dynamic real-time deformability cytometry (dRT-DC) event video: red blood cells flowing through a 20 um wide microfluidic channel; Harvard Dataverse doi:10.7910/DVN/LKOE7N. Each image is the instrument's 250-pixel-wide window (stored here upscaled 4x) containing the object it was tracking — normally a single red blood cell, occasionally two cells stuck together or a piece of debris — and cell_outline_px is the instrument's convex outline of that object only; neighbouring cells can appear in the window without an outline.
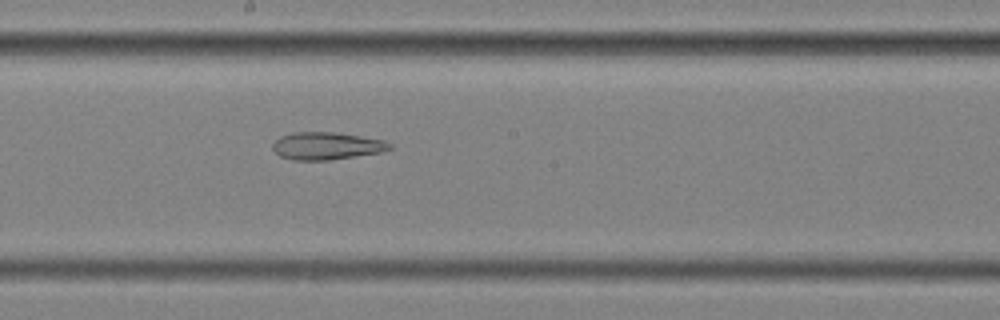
{"species": "common noctule bat (a hibernating species)", "species_latin": "Nyctalus noctula", "temperature_condition": "cold", "stored_images_in_passage": 38, "camera_frame_rate_fps": 3000, "um_per_image_px": 0.085, "animal": {"sex": "female", "body_mass_g": 25.1}, "frame": {"image": 1, "passage_image": 15, "time_ms": 4.667, "image_size_px": [1000, 320], "cell_outline_px": [[392, 148], [380, 152], [328, 160], [292, 160], [280, 156], [272, 148], [272, 144], [280, 136], [292, 132], [336, 132], [384, 140], [392, 144]], "centroid_in_image_um": [27.73, 12.39], "position_along_channel_um": 220.5, "area_um2": 18.67}}
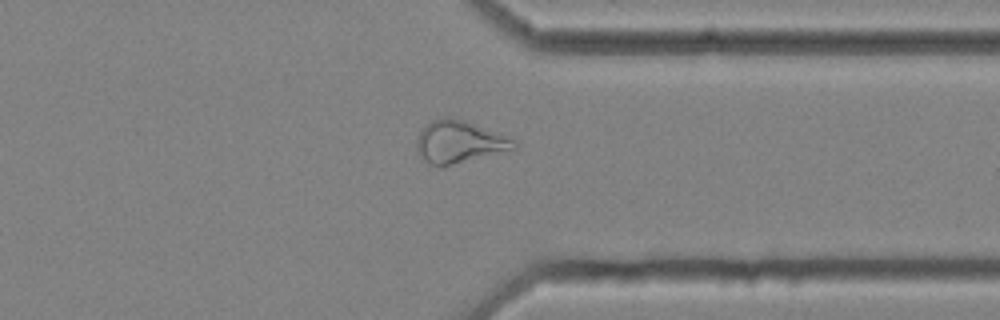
{"frame": {"image": 2, "passage_image": 28, "time_ms": 9.0, "image_size_px": [1000, 320], "cell_outline_px": [[516, 148], [440, 168], [428, 164], [424, 160], [416, 148], [416, 140], [420, 128], [432, 120], [444, 116], [448, 116], [464, 120], [512, 136], [516, 140]], "centroid_in_image_um": [39.02, 12.05], "position_along_channel_um": 372.4, "area_um2": 24.51}}
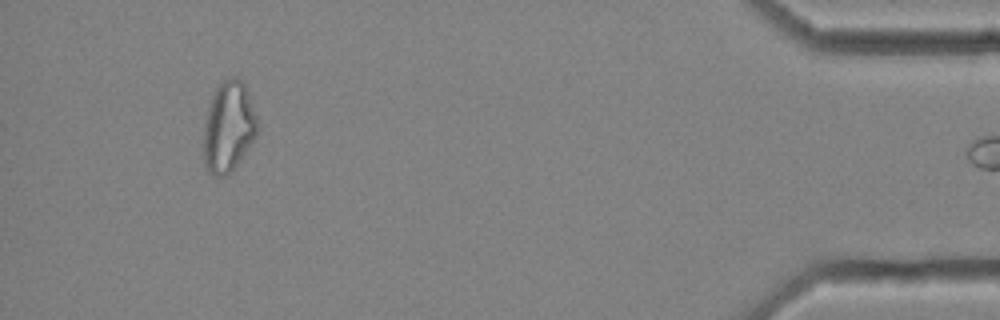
{"frame": {"image": 3, "passage_image": 37, "time_ms": 12.0, "image_size_px": [1000, 320], "cell_outline_px": [[260, 128], [256, 136], [236, 164], [224, 176], [216, 176], [208, 172], [204, 160], [204, 128], [208, 108], [212, 96], [216, 88], [224, 80], [232, 76], [236, 76], [244, 84], [248, 92]], "centroid_in_image_um": [19.43, 10.76], "position_along_channel_um": 415.8, "area_um2": 27.98}}